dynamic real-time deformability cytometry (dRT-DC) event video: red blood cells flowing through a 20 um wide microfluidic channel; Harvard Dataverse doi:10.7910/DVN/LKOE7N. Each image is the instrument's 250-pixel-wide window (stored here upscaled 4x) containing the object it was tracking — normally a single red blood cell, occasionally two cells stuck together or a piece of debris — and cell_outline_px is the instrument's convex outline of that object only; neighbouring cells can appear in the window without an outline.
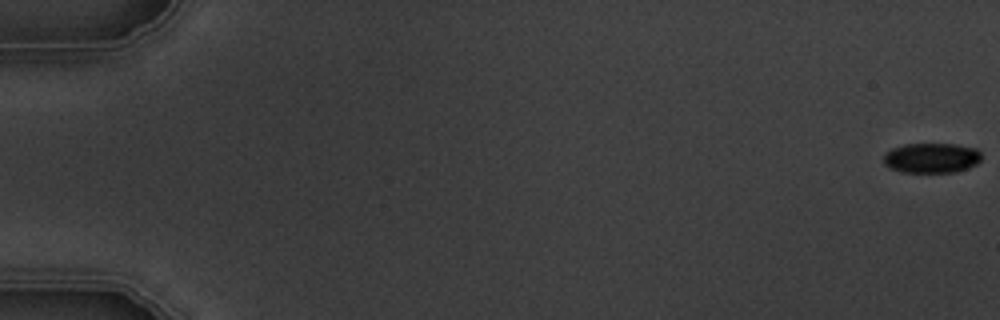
{"species": "common noctule bat (a hibernating species)", "species_latin": "Nyctalus noctula", "temperature_condition": "warm", "stored_images_in_passage": 6, "camera_frame_rate_fps": 3000, "um_per_image_px": 0.085, "animal": {"sex": "male", "body_mass_g": 19.5, "forearm_length_mm": 54.6}, "frame": {"image": 1, "passage_image": 1, "time_ms": 0.0, "image_size_px": [1000, 320], "cell_outline_px": [[980, 160], [976, 164], [968, 168], [956, 172], [904, 172], [888, 168], [884, 164], [884, 152], [892, 148], [904, 144], [956, 144], [976, 148], [980, 152]], "centroid_in_image_um": [79.16, 13.42], "position_along_channel_um": 5.8, "area_um2": 17.22}}
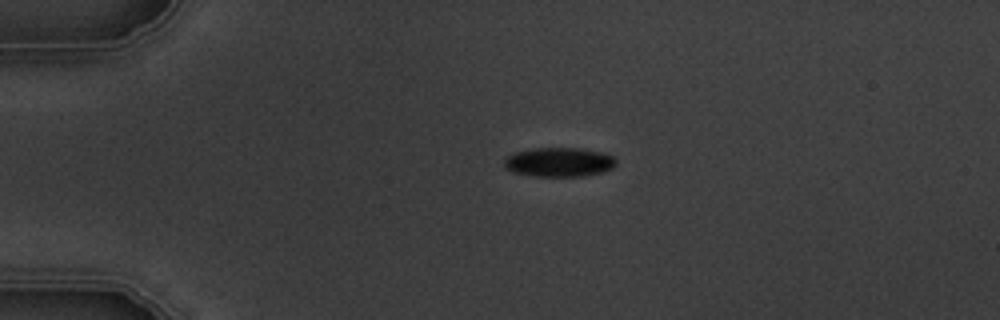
{"frame": {"image": 2, "passage_image": 5, "time_ms": 4.333, "image_size_px": [1000, 320], "cell_outline_px": [[616, 164], [612, 168], [604, 172], [584, 176], [532, 176], [512, 172], [504, 168], [504, 160], [508, 156], [516, 152], [532, 148], [580, 148], [600, 152], [612, 156], [616, 160]], "centroid_in_image_um": [47.51, 13.79], "position_along_channel_um": 37.5, "area_um2": 19.13}}